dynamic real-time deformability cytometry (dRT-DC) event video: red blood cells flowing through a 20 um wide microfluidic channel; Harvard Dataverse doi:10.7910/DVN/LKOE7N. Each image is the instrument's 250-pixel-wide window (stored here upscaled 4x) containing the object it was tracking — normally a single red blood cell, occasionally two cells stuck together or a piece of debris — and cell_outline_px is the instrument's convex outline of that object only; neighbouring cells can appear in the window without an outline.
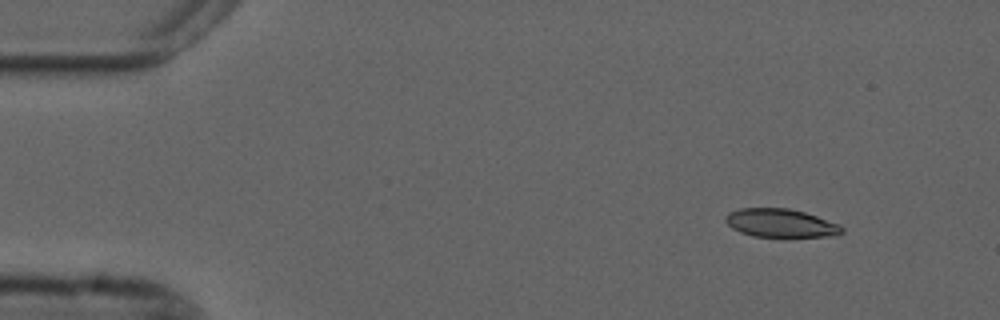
{"species": "common noctule bat (a hibernating species)", "species_latin": "Nyctalus noctula", "temperature_condition": "cold", "stored_images_in_passage": 50, "camera_frame_rate_fps": 3000, "um_per_image_px": 0.085, "animal": {"sex": "male", "forearm_length_mm": 52.5}, "frame": {"image": 1, "passage_image": 1, "time_ms": 0.0, "image_size_px": [1000, 320], "cell_outline_px": [[844, 232], [836, 236], [752, 236], [740, 232], [732, 228], [724, 220], [724, 216], [728, 212], [740, 208], [788, 208], [804, 212], [840, 224], [844, 228]], "centroid_in_image_um": [66.35, 18.95], "position_along_channel_um": 18.7, "area_um2": 19.25}}
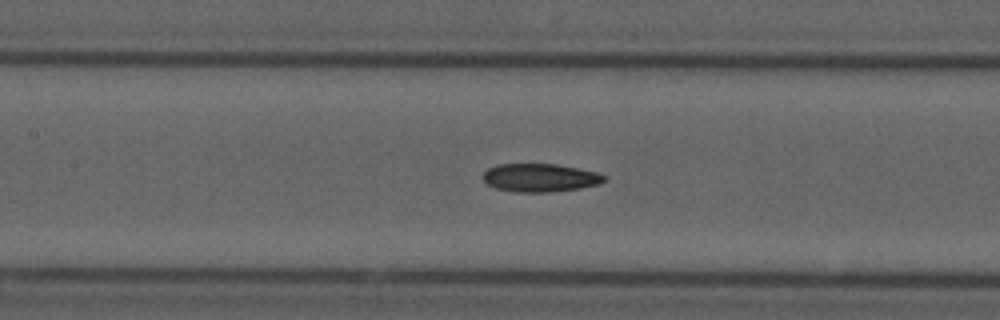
{"frame": {"image": 2, "passage_image": 20, "time_ms": 6.333, "image_size_px": [1000, 320], "cell_outline_px": [[604, 180], [600, 184], [580, 188], [548, 192], [516, 192], [496, 188], [488, 184], [480, 176], [488, 168], [496, 164], [556, 164], [596, 172], [604, 176]], "centroid_in_image_um": [45.85, 15.1], "position_along_channel_um": 161.5, "area_um2": 19.83}}
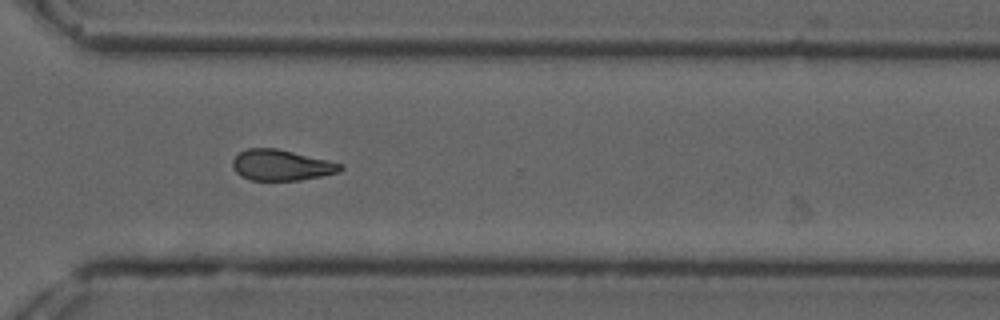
{"frame": {"image": 3, "passage_image": 35, "time_ms": 11.333, "image_size_px": [1000, 320], "cell_outline_px": [[344, 168], [340, 172], [300, 180], [252, 180], [240, 176], [232, 168], [232, 160], [240, 152], [248, 148], [276, 148], [328, 160], [344, 164]], "centroid_in_image_um": [23.92, 14.04], "position_along_channel_um": 346.7, "area_um2": 19.36}, "authors_computed_cell_mechanics": {"area_um2": 20.0855, "velocity_mm_per_s": 3.7195, "shape_relaxation_time_tau1_ms": 7.8208, "shape_relaxation_time_tau2_ms": 7.9922, "deformation_change_tau1": 0.189, "deformation_change_tau2": 0.159}}